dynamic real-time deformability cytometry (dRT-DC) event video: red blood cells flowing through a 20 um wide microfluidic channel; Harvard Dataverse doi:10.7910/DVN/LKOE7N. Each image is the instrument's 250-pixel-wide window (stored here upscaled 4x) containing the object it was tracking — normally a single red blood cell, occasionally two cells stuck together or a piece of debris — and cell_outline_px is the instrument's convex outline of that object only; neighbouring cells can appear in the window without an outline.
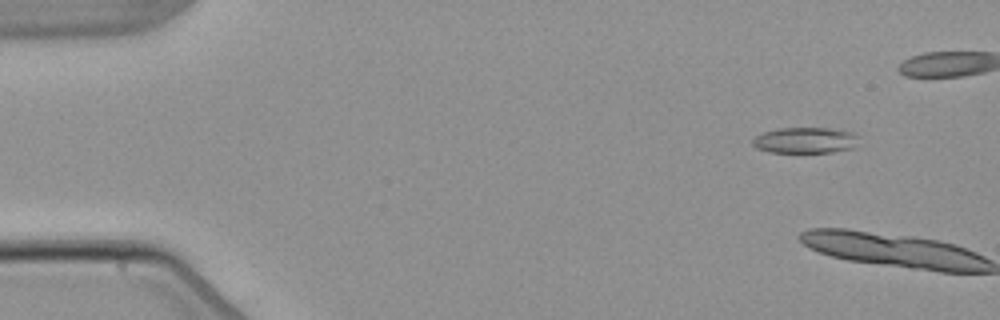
{"species": "common noctule bat (a hibernating species)", "species_latin": "Nyctalus noctula", "temperature_condition": "warm", "stored_images_in_passage": 3, "camera_frame_rate_fps": 3000, "um_per_image_px": 0.085, "animal": {"sex": "male", "body_mass_g": 21.5, "forearm_length_mm": 52.0}, "frame": {"image": 1, "passage_image": 2, "time_ms": 1.333, "image_size_px": [1000, 320], "cell_outline_px": [[860, 136], [856, 148], [832, 152], [768, 152], [756, 148], [752, 144], [752, 140], [756, 136], [764, 132], [776, 128], [832, 128], [856, 132]], "centroid_in_image_um": [68.52, 11.92], "position_along_channel_um": 16.5, "area_um2": 16.42}}